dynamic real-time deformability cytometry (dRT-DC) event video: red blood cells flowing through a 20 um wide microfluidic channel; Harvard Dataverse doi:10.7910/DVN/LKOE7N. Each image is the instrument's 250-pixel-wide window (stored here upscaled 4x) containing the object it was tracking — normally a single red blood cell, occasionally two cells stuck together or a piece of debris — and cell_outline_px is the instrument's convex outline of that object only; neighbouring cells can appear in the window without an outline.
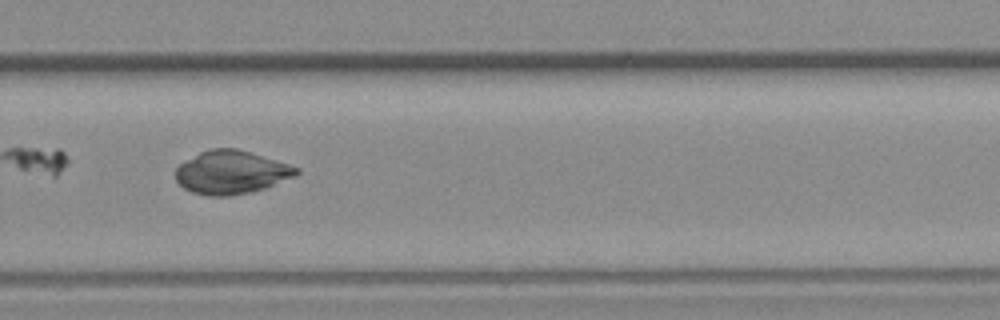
{"species": "common noctule bat (a hibernating species)", "species_latin": "Nyctalus noctula", "temperature_condition": "room temperature", "stored_images_in_passage": 48, "camera_frame_rate_fps": 3000, "um_per_image_px": 0.085, "animal": {"sex": "female", "body_mass_g": 19.3, "forearm_length_mm": 54.1}, "frame": {"image": 1, "passage_image": 34, "time_ms": 11.0, "image_size_px": [1000, 320], "cell_outline_px": [[300, 172], [296, 176], [264, 188], [252, 192], [232, 196], [208, 196], [192, 192], [184, 188], [176, 180], [176, 168], [184, 160], [200, 152], [212, 148], [236, 148], [252, 152], [300, 168]], "centroid_in_image_um": [19.66, 14.65], "position_along_channel_um": 310.1, "area_um2": 30.63}}